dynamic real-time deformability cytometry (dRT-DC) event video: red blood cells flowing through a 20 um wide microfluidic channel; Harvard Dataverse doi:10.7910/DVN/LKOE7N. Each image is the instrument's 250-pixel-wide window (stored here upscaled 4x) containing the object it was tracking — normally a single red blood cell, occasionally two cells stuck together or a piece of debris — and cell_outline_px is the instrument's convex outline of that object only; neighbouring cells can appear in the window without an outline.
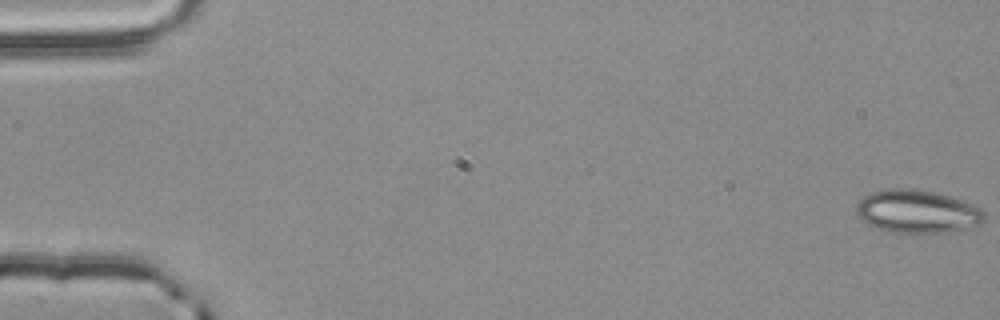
{"species": "common noctule bat (a hibernating species)", "species_latin": "Nyctalus noctula", "temperature_condition": "room temperature", "stored_images_in_passage": 5, "camera_frame_rate_fps": 3000, "um_per_image_px": 0.085, "animal": {"sex": "male", "body_mass_g": 20.4}, "frame": {"image": 1, "passage_image": 1, "time_ms": 0.0, "image_size_px": [1000, 320], "cell_outline_px": [[984, 220], [980, 224], [964, 228], [944, 232], [892, 232], [876, 228], [868, 224], [856, 216], [856, 204], [864, 196], [872, 192], [892, 188], [904, 188], [936, 192], [972, 204], [980, 208], [984, 212]], "centroid_in_image_um": [77.92, 17.97], "position_along_channel_um": 7.1, "area_um2": 31.73}}